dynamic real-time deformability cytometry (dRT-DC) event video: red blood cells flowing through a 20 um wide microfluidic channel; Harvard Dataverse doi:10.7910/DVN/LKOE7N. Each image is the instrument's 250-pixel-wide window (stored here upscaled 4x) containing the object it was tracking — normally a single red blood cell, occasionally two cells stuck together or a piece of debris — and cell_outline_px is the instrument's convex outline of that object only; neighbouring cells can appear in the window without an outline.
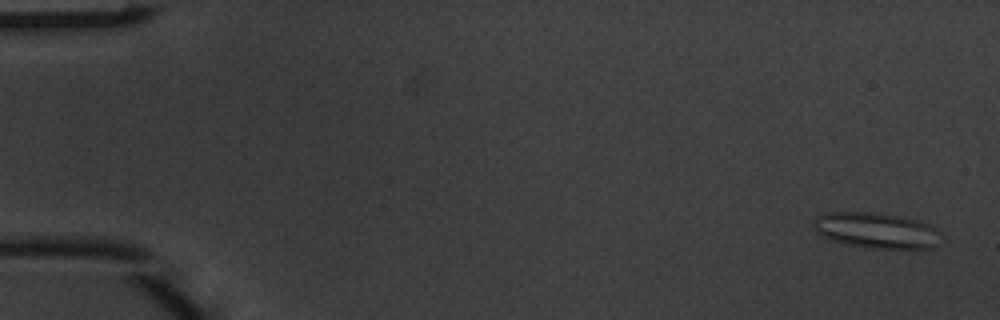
{"species": "common noctule bat (a hibernating species)", "species_latin": "Nyctalus noctula", "temperature_condition": "warm", "stored_images_in_passage": 5, "camera_frame_rate_fps": 3000, "um_per_image_px": 0.085, "animal": {"sex": "male", "body_mass_g": 20.1, "forearm_length_mm": 53.5}, "frame": {"image": 1, "passage_image": 1, "time_ms": 0.0, "image_size_px": [1000, 320], "cell_outline_px": [[940, 232], [936, 248], [864, 248], [832, 240], [816, 232], [812, 220], [816, 216], [828, 212], [868, 212], [896, 216], [916, 220], [928, 224]], "centroid_in_image_um": [74.45, 19.59], "position_along_channel_um": 10.5, "area_um2": 26.24}}
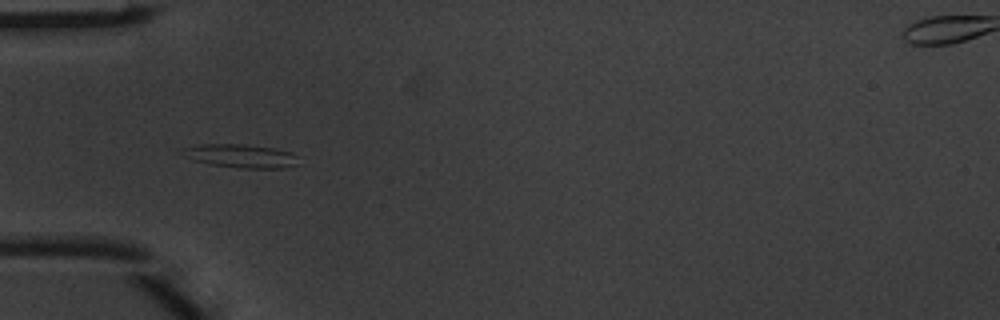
{"frame": {"image": 2, "passage_image": 5, "time_ms": 1.333, "image_size_px": [1000, 320], "cell_outline_px": [[300, 164], [284, 168], [240, 168], [212, 164], [192, 160], [176, 152], [184, 148], [200, 144], [244, 144], [276, 148], [292, 152], [300, 156]], "centroid_in_image_um": [20.51, 13.25], "position_along_channel_um": 64.5, "area_um2": 16.3}}